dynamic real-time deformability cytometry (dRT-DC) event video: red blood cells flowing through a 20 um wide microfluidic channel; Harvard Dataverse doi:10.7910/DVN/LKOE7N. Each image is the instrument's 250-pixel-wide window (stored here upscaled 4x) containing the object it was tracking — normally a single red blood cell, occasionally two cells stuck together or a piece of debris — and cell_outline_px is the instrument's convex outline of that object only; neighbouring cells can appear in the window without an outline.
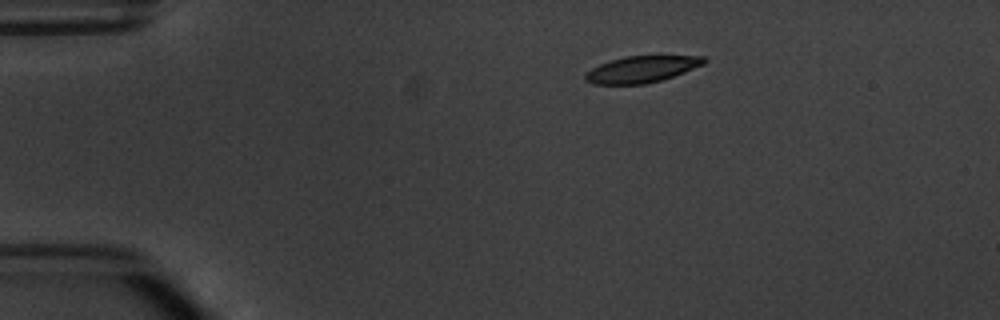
{"species": "common noctule bat (a hibernating species)", "species_latin": "Nyctalus noctula", "temperature_condition": "warm", "stored_images_in_passage": 4, "camera_frame_rate_fps": 3000, "um_per_image_px": 0.085, "animal": {"sex": "male", "body_mass_g": 20.1, "forearm_length_mm": 53.5}, "frame": {"image": 1, "passage_image": 1, "time_ms": 0.0, "image_size_px": [1000, 320], "cell_outline_px": [[708, 60], [704, 64], [684, 72], [660, 80], [644, 84], [592, 84], [584, 80], [584, 76], [592, 68], [600, 64], [624, 56], [704, 56]], "centroid_in_image_um": [54.54, 5.88], "position_along_channel_um": 30.5, "area_um2": 18.15}}
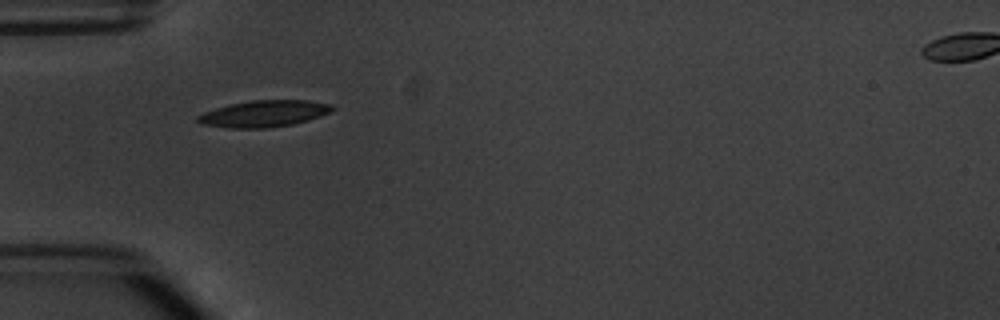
{"frame": {"image": 2, "passage_image": 3, "time_ms": 2.333, "image_size_px": [1000, 320], "cell_outline_px": [[336, 108], [332, 112], [308, 120], [292, 124], [268, 128], [228, 128], [200, 124], [196, 120], [196, 116], [204, 112], [228, 104], [252, 100], [308, 100], [332, 104]], "centroid_in_image_um": [22.44, 9.66], "position_along_channel_um": 62.6, "area_um2": 21.04}}